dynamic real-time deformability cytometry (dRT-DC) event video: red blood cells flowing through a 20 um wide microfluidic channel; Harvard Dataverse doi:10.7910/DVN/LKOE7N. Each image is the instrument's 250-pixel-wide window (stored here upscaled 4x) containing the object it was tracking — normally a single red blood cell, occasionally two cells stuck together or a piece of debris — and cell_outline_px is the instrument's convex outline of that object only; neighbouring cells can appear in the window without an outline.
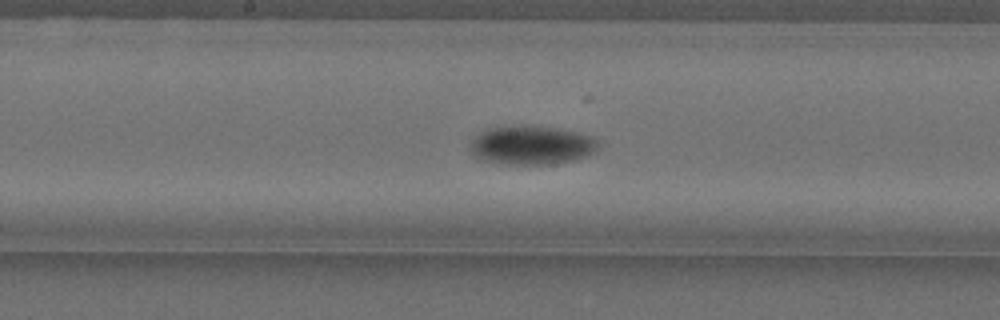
{"species": "Egyptian fruit bat (a non-hibernating species)", "species_latin": "Rousettus aegyptiacus", "temperature_condition": "cold", "stored_images_in_passage": 43, "camera_frame_rate_fps": 3000, "um_per_image_px": 0.085, "animal": {"sex": "female"}, "frame": {"image": 1, "passage_image": 16, "time_ms": 5.0, "image_size_px": [1000, 320], "cell_outline_px": [[600, 144], [592, 152], [584, 156], [572, 160], [548, 164], [504, 164], [480, 160], [472, 156], [472, 140], [480, 132], [488, 128], [520, 124], [556, 128], [576, 132], [592, 136], [600, 140]], "centroid_in_image_um": [45.15, 12.32], "position_along_channel_um": 203.0, "area_um2": 29.07}}
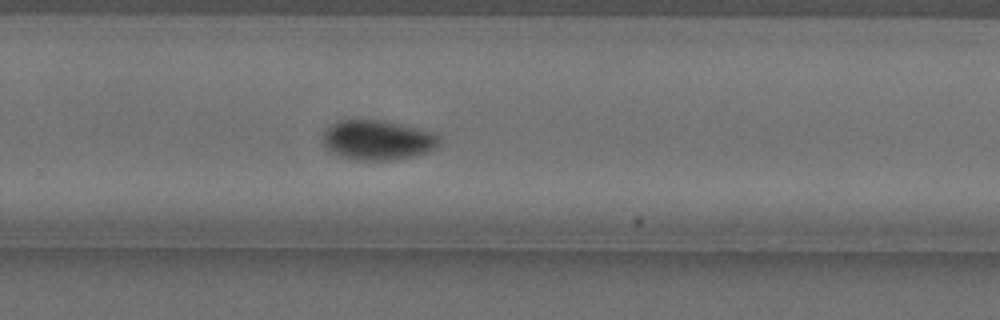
{"frame": {"image": 2, "passage_image": 24, "time_ms": 7.667, "image_size_px": [1000, 320], "cell_outline_px": [[444, 140], [436, 148], [428, 152], [412, 156], [392, 160], [352, 160], [328, 152], [324, 148], [324, 132], [332, 124], [340, 120], [380, 120], [420, 128], [436, 132]], "centroid_in_image_um": [32.15, 11.91], "position_along_channel_um": 297.7, "area_um2": 27.4}}
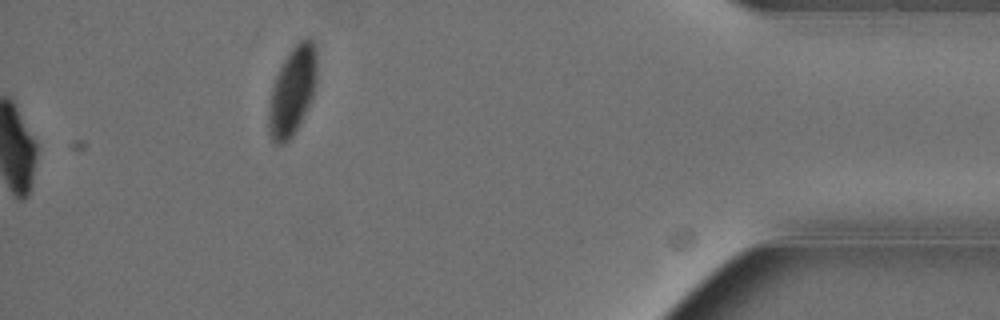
{"frame": {"image": 3, "passage_image": 43, "time_ms": 14.0, "image_size_px": [1000, 320], "cell_outline_px": [[316, 80], [312, 96], [292, 136], [284, 144], [276, 144], [272, 140], [268, 132], [268, 104], [272, 84], [288, 52], [300, 40], [312, 40], [316, 44]], "centroid_in_image_um": [24.81, 7.74], "position_along_channel_um": 410.4, "area_um2": 24.51}, "authors_computed_cell_mechanics": {"area_um2": 26.7036, "velocity_mm_per_s": 3.5805, "shape_relaxation_time_tau1_ms": 3.0406, "shape_relaxation_time_tau2_ms": 11.0402, "deformation_change_tau1": 0.1094, "deformation_change_tau2": 0.0888}}